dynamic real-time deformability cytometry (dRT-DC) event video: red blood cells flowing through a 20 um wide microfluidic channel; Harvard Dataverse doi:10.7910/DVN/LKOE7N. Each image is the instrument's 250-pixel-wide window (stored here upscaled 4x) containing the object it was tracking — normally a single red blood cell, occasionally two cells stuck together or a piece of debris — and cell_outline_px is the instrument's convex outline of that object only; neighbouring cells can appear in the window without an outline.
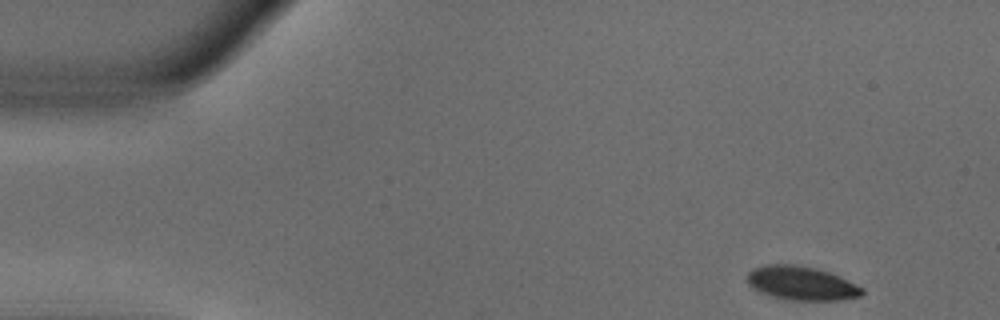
{"species": "common noctule bat (a hibernating species)", "species_latin": "Nyctalus noctula", "temperature_condition": "warm", "stored_images_in_passage": 49, "camera_frame_rate_fps": 3000, "um_per_image_px": 0.085, "animal": {"sex": "male", "body_mass_g": 18.8}, "frame": {"image": 1, "passage_image": 1, "time_ms": 0.0, "image_size_px": [1000, 320], "cell_outline_px": [[864, 292], [860, 296], [840, 300], [792, 300], [772, 296], [760, 292], [752, 288], [748, 284], [744, 276], [752, 268], [764, 264], [792, 264], [816, 268], [840, 276], [864, 288]], "centroid_in_image_um": [68.08, 24.06], "position_along_channel_um": 16.9, "area_um2": 22.89}}
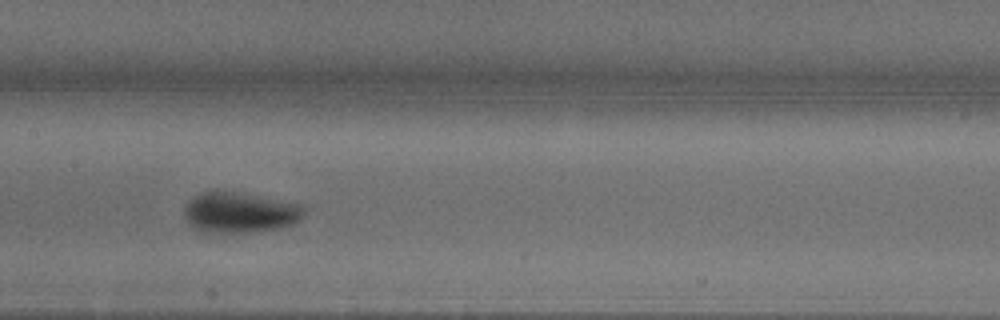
{"frame": {"image": 2, "passage_image": 22, "time_ms": 7.0, "image_size_px": [1000, 320], "cell_outline_px": [[304, 212], [300, 220], [292, 224], [280, 228], [252, 232], [204, 232], [196, 228], [184, 216], [184, 208], [192, 196], [200, 192], [236, 192], [300, 204], [304, 208]], "centroid_in_image_um": [20.38, 18.07], "position_along_channel_um": 187.0, "area_um2": 27.86}}
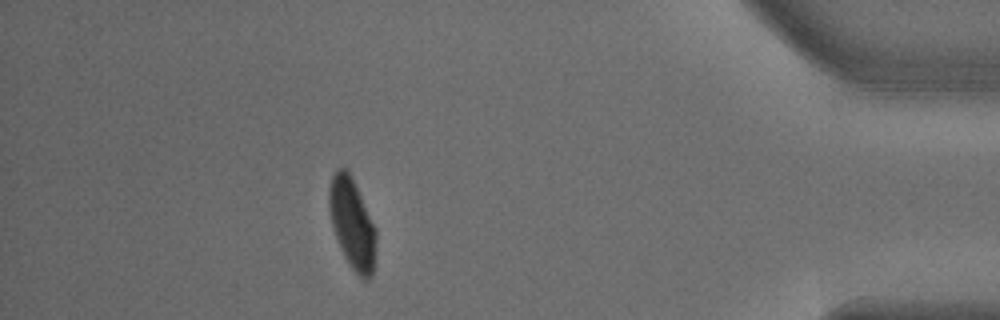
{"frame": {"image": 3, "passage_image": 43, "time_ms": 14.0, "image_size_px": [1000, 320], "cell_outline_px": [[376, 240], [372, 276], [368, 280], [364, 280], [348, 264], [340, 248], [332, 224], [328, 208], [328, 188], [332, 176], [336, 168], [344, 168], [348, 172], [376, 228]], "centroid_in_image_um": [29.91, 19.02], "position_along_channel_um": 405.3, "area_um2": 24.39}, "authors_computed_cell_mechanics": {"area_um2": 25.3164, "velocity_mm_per_s": 3.8087, "shape_relaxation_time_tau1_ms": 3.7243, "shape_relaxation_time_tau2_ms": null, "deformation_change_tau1": 0.1804, "deformation_change_tau2": null}}